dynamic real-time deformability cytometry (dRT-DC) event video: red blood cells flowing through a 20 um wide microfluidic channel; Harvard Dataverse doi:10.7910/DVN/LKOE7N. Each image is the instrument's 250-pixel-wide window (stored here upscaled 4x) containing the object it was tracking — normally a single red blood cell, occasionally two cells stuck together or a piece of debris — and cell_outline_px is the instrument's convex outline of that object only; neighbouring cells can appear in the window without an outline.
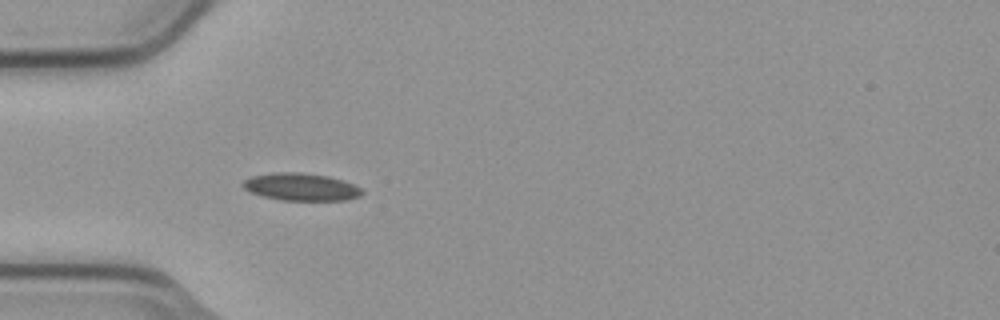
{"species": "common noctule bat (a hibernating species)", "species_latin": "Nyctalus noctula", "temperature_condition": "cold", "stored_images_in_passage": 3, "camera_frame_rate_fps": 3000, "um_per_image_px": 0.085, "animal": {"sex": "male", "body_mass_g": 23.1, "forearm_length_mm": 52.7}, "frame": {"image": 1, "passage_image": 3, "time_ms": 0.667, "image_size_px": [1000, 320], "cell_outline_px": [[364, 192], [360, 196], [344, 200], [280, 200], [264, 196], [252, 192], [244, 188], [240, 184], [244, 180], [252, 176], [272, 172], [300, 172], [328, 176], [344, 180], [360, 188]], "centroid_in_image_um": [25.58, 15.88], "position_along_channel_um": 59.4, "area_um2": 19.02}}